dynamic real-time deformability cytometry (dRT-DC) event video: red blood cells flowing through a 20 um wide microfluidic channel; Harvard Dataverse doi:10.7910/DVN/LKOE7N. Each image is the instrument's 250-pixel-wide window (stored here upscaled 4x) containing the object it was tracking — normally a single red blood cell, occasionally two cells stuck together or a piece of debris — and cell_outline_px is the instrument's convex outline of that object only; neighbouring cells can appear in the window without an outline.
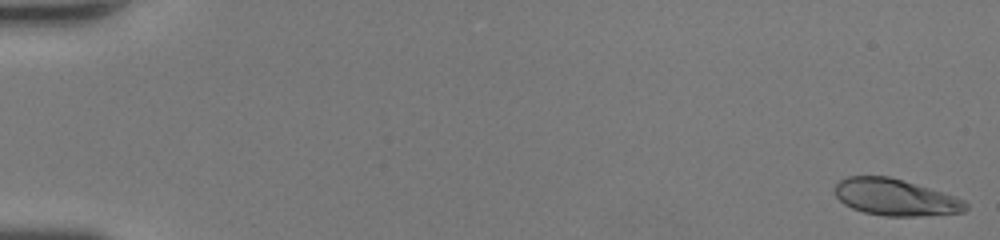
{"species": "human", "species_latin": "Homo sapiens", "temperature_condition": "room temperature", "stored_images_in_passage": 48, "camera_frame_rate_fps": 3000, "um_per_image_px": 0.085, "donor": {"sex": "female"}, "frame": {"image": 1, "passage_image": 1, "time_ms": 0.0, "image_size_px": [1000, 240], "cell_outline_px": [[968, 208], [964, 212], [916, 216], [884, 216], [864, 212], [852, 208], [844, 204], [836, 196], [832, 188], [840, 180], [848, 176], [888, 176], [956, 196], [964, 200], [968, 204]], "centroid_in_image_um": [76.09, 16.77], "position_along_channel_um": 8.9, "area_um2": 27.92}}
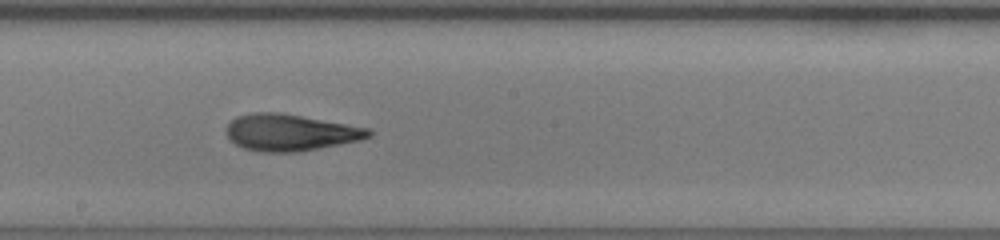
{"frame": {"image": 2, "passage_image": 28, "time_ms": 9.0, "image_size_px": [1000, 240], "cell_outline_px": [[372, 136], [360, 140], [300, 152], [264, 152], [244, 148], [236, 144], [228, 136], [228, 124], [236, 116], [252, 112], [276, 112], [372, 128]], "centroid_in_image_um": [24.72, 11.26], "position_along_channel_um": 223.5, "area_um2": 30.23}}
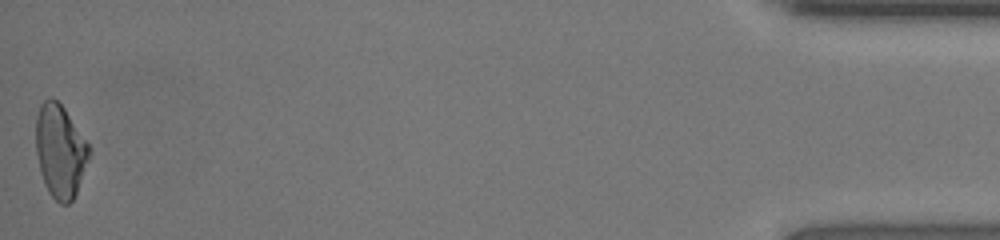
{"frame": {"image": 3, "passage_image": 48, "time_ms": 15.667, "image_size_px": [1000, 240], "cell_outline_px": [[88, 160], [76, 192], [72, 200], [68, 204], [60, 204], [48, 192], [44, 184], [40, 172], [36, 152], [36, 116], [40, 104], [44, 100], [52, 96], [64, 108], [88, 144]], "centroid_in_image_um": [5.07, 12.83], "position_along_channel_um": 430.1, "area_um2": 28.5}, "authors_computed_cell_mechanics": {"area_um2": 29.4491, "velocity_mm_per_s": 4.4252, "shape_relaxation_time_tau1_ms": 8.6948, "shape_relaxation_time_tau2_ms": 1.1454, "deformation_change_tau1": 0.2689, "deformation_change_tau2": 0.0753}}